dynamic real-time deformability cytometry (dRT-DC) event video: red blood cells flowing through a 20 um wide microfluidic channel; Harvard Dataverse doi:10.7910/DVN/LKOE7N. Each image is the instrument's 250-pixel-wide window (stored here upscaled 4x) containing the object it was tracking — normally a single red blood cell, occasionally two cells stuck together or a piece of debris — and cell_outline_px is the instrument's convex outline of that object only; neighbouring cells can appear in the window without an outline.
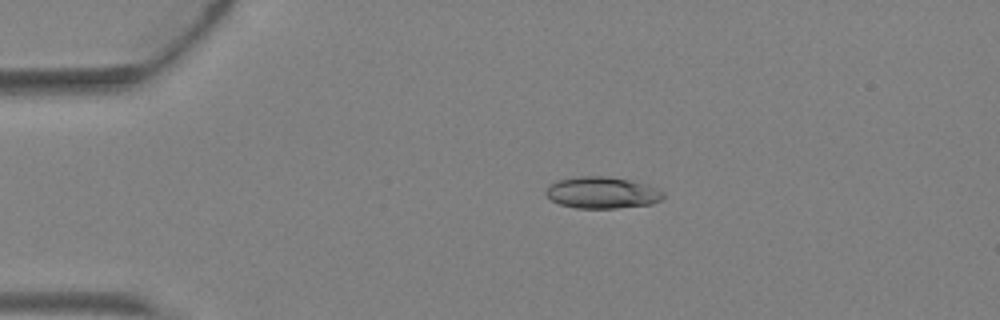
{"species": "Egyptian fruit bat (a non-hibernating species)", "species_latin": "Rousettus aegyptiacus", "temperature_condition": "warm", "stored_images_in_passage": 5, "camera_frame_rate_fps": 3000, "um_per_image_px": 0.085, "animal": {"sex": "female"}, "frame": {"image": 1, "passage_image": 3, "time_ms": 0.667, "image_size_px": [1000, 320], "cell_outline_px": [[664, 196], [660, 200], [652, 204], [616, 208], [576, 208], [560, 204], [552, 200], [544, 192], [556, 180], [580, 176], [608, 176], [632, 180], [656, 188], [664, 192]], "centroid_in_image_um": [51.19, 16.37], "position_along_channel_um": 33.8, "area_um2": 21.56}}
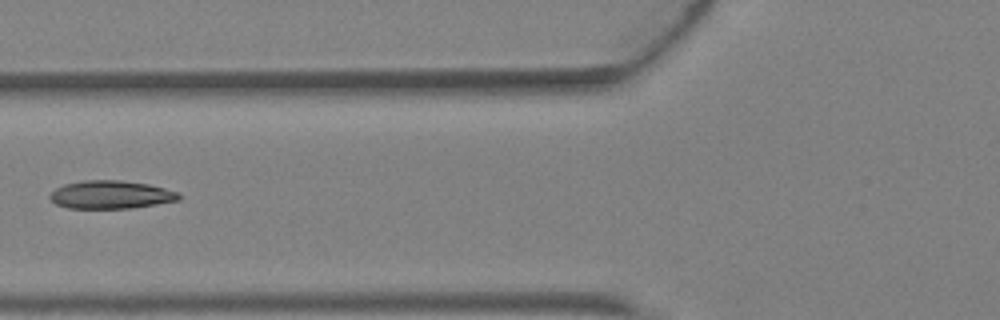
{"frame": {"image": 2, "passage_image": 5, "time_ms": 1.333, "image_size_px": [1000, 320], "cell_outline_px": [[184, 196], [180, 200], [132, 208], [68, 208], [56, 204], [48, 196], [56, 188], [64, 184], [84, 180], [120, 180], [148, 184], [180, 192]], "centroid_in_image_um": [9.47, 16.54], "position_along_channel_um": 116.3, "area_um2": 21.21}}